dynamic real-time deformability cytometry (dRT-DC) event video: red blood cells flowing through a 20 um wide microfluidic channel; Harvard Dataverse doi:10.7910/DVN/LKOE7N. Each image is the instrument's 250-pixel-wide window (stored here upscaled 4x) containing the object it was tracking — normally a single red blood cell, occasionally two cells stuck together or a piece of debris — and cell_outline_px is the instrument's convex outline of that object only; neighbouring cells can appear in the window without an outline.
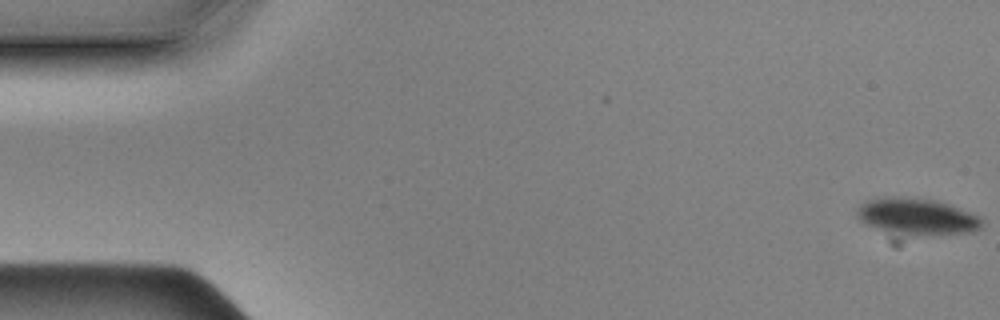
{"species": "Egyptian fruit bat (a non-hibernating species)", "species_latin": "Rousettus aegyptiacus", "temperature_condition": "cold", "stored_images_in_passage": 57, "camera_frame_rate_fps": 3000, "um_per_image_px": 0.085, "animal": {"sex": "male"}, "frame": {"image": 1, "passage_image": 1, "time_ms": 0.0, "image_size_px": [1000, 320], "cell_outline_px": [[984, 220], [980, 228], [968, 232], [908, 232], [880, 228], [868, 224], [860, 220], [856, 212], [856, 208], [860, 204], [868, 200], [880, 196], [908, 196], [936, 200], [948, 204], [980, 216]], "centroid_in_image_um": [77.92, 18.3], "position_along_channel_um": 7.1, "area_um2": 25.32}}
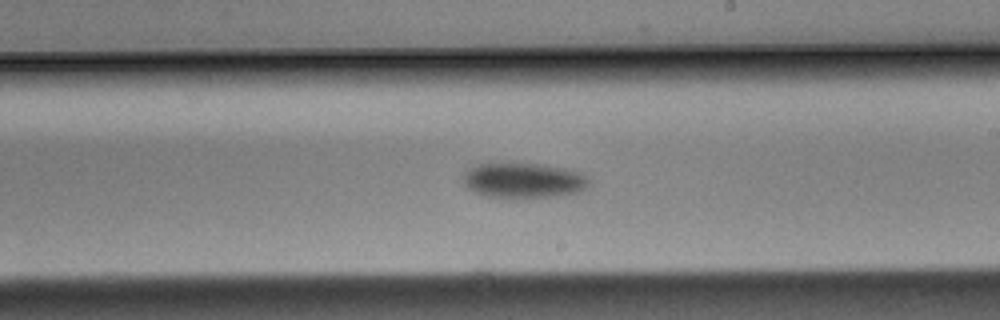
{"frame": {"image": 2, "passage_image": 33, "time_ms": 10.667, "image_size_px": [1000, 320], "cell_outline_px": [[592, 184], [588, 188], [580, 192], [552, 196], [520, 200], [488, 196], [476, 192], [468, 188], [464, 184], [464, 176], [476, 164], [540, 164], [564, 168], [580, 172], [588, 176], [592, 180]], "centroid_in_image_um": [44.61, 15.37], "position_along_channel_um": 244.4, "area_um2": 26.13}}
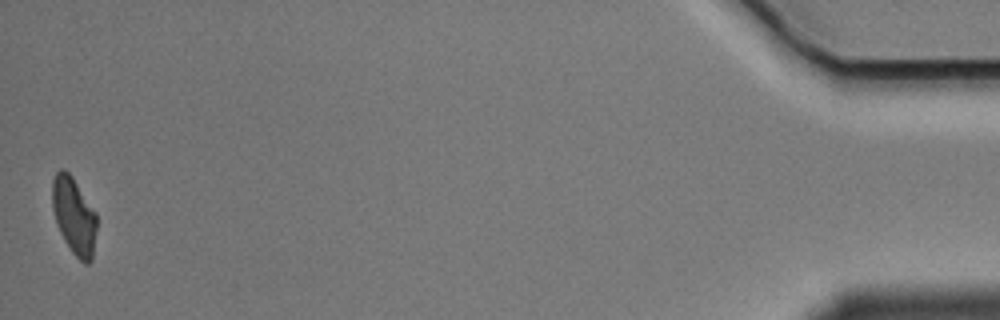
{"frame": {"image": 3, "passage_image": 57, "time_ms": 18.667, "image_size_px": [1000, 320], "cell_outline_px": [[96, 228], [92, 260], [88, 264], [84, 264], [72, 252], [64, 240], [60, 232], [52, 208], [52, 180], [56, 172], [60, 168], [64, 168], [72, 176], [96, 212]], "centroid_in_image_um": [6.28, 18.33], "position_along_channel_um": 428.9, "area_um2": 19.94}, "authors_computed_cell_mechanics": {"area_um2": 26.1256, "velocity_mm_per_s": 3.4977, "shape_relaxation_time_tau1_ms": 1.6483, "shape_relaxation_time_tau2_ms": null, "deformation_change_tau1": 0.056, "deformation_change_tau2": null}}